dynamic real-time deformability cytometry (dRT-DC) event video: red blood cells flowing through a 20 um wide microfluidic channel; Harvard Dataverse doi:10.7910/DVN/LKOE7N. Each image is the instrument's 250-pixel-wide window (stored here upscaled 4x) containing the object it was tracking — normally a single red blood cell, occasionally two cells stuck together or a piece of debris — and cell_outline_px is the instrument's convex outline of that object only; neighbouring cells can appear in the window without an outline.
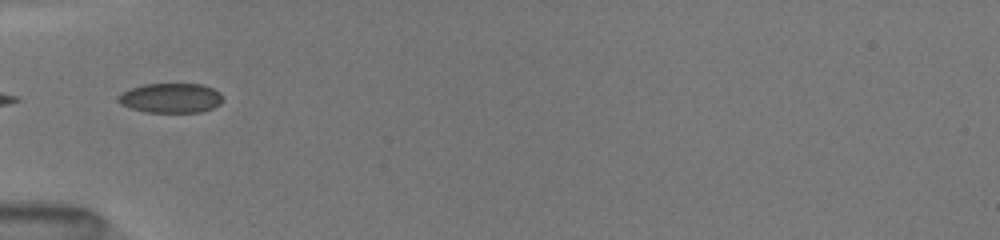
{"species": "common noctule bat (a hibernating species)", "species_latin": "Nyctalus noctula", "temperature_condition": "room temperature", "stored_images_in_passage": 22, "camera_frame_rate_fps": 3000, "um_per_image_px": 0.085, "animal": {"sex": "female", "body_mass_g": 19.5, "forearm_length_mm": 54.1}, "frame": {"image": 1, "passage_image": 1, "time_ms": 0.0, "image_size_px": [1000, 240], "cell_outline_px": [[224, 100], [220, 104], [212, 108], [200, 112], [144, 112], [120, 104], [116, 100], [116, 96], [120, 92], [128, 88], [144, 84], [204, 84], [220, 92]], "centroid_in_image_um": [14.48, 8.32], "position_along_channel_um": 70.5, "area_um2": 18.38}}